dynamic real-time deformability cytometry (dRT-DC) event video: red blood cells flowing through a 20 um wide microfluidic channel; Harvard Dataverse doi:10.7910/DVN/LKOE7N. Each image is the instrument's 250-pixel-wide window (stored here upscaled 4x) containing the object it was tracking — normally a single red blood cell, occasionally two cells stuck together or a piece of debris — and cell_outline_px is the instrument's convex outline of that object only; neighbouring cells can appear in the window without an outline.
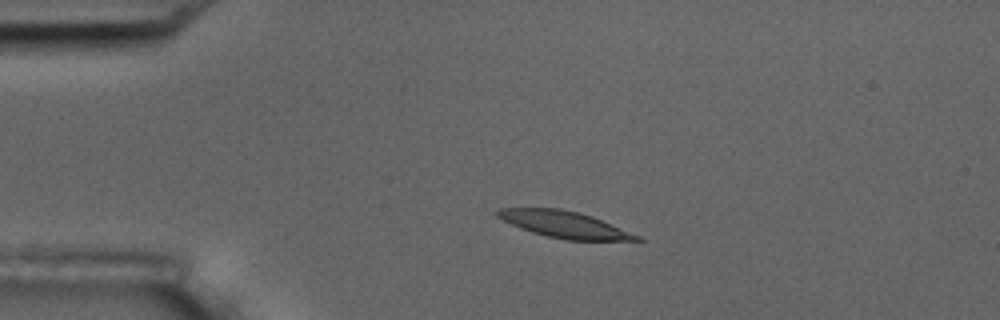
{"species": "common noctule bat (a hibernating species)", "species_latin": "Nyctalus noctula", "temperature_condition": "room temperature", "stored_images_in_passage": 4, "camera_frame_rate_fps": 3000, "um_per_image_px": 0.085, "animal": {"sex": "male", "body_mass_g": 17.5, "forearm_length_mm": 52.3}, "frame": {"image": 1, "passage_image": 3, "time_ms": 3.333, "image_size_px": [1000, 320], "cell_outline_px": [[644, 240], [564, 240], [532, 232], [520, 228], [496, 216], [492, 212], [496, 208], [560, 208], [580, 212], [592, 216], [640, 236]], "centroid_in_image_um": [47.92, 19.06], "position_along_channel_um": 37.1, "area_um2": 21.5}}